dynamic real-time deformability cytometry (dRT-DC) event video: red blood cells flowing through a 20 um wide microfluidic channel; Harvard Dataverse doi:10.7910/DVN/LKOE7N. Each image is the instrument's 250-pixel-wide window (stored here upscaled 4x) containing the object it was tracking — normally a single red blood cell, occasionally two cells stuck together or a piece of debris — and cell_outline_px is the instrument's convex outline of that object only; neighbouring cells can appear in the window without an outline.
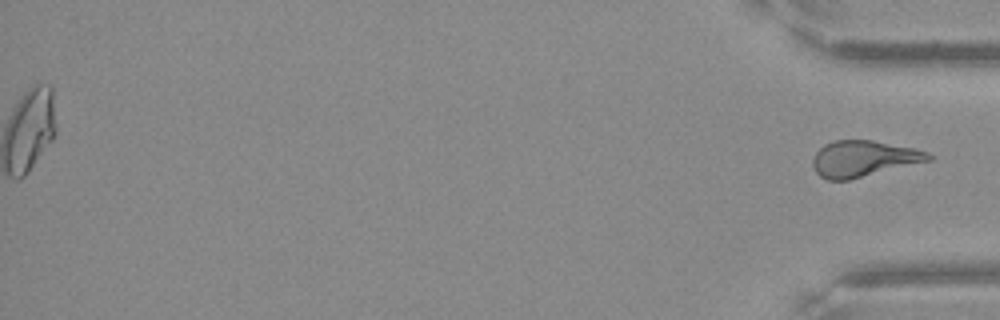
{"species": "Egyptian fruit bat (a non-hibernating species)", "species_latin": "Rousettus aegyptiacus", "temperature_condition": "warm", "stored_images_in_passage": 45, "segment_of_instrument_passage": [2, 2], "camera_frame_rate_fps": 3000, "um_per_image_px": 0.085, "frame": {"image": 1, "passage_image": 45, "time_ms": 14.667, "image_size_px": [1000, 320], "cell_outline_px": [[932, 160], [848, 180], [828, 180], [820, 176], [816, 172], [812, 164], [812, 160], [816, 152], [824, 144], [836, 140], [872, 140], [916, 148], [928, 152], [932, 156]], "centroid_in_image_um": [73.41, 13.48], "position_along_channel_um": 361.8, "area_um2": 24.33}}